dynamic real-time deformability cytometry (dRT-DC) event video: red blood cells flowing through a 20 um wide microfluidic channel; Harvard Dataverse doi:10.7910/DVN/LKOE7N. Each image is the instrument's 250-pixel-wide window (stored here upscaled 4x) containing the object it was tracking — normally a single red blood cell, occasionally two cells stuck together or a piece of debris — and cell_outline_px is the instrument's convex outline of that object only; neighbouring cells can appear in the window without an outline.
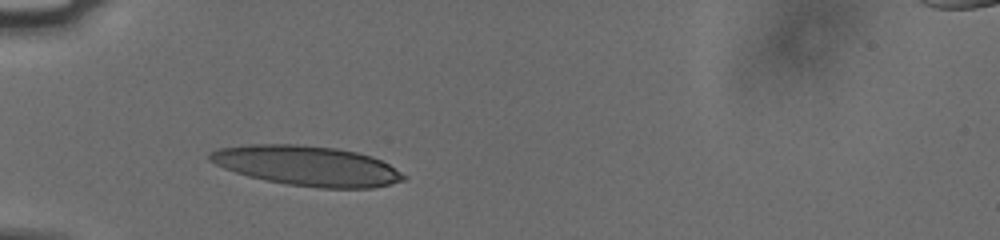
{"species": "human", "species_latin": "Homo sapiens", "temperature_condition": "cold", "stored_images_in_passage": 3, "camera_frame_rate_fps": 3000, "um_per_image_px": 0.085, "donor": {"sex": "male"}, "frame": {"image": 1, "passage_image": 1, "time_ms": 0.0, "image_size_px": [1000, 240], "cell_outline_px": [[408, 180], [372, 188], [320, 188], [288, 184], [248, 176], [224, 168], [208, 160], [208, 152], [216, 148], [248, 144], [296, 144], [336, 148], [356, 152], [372, 156], [388, 164], [408, 176]], "centroid_in_image_um": [26.1, 14.08], "position_along_channel_um": 58.9, "area_um2": 45.2}}
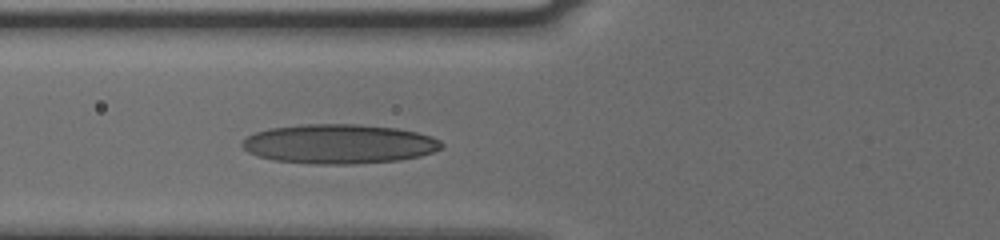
{"frame": {"image": 2, "passage_image": 3, "time_ms": 0.667, "image_size_px": [1000, 240], "cell_outline_px": [[444, 148], [420, 156], [400, 160], [352, 164], [312, 164], [276, 160], [256, 156], [248, 152], [240, 144], [248, 136], [256, 132], [268, 128], [300, 124], [352, 124], [396, 128], [416, 132], [432, 136], [440, 140], [444, 144]], "centroid_in_image_um": [28.83, 12.23], "position_along_channel_um": 97.0, "area_um2": 45.95}}